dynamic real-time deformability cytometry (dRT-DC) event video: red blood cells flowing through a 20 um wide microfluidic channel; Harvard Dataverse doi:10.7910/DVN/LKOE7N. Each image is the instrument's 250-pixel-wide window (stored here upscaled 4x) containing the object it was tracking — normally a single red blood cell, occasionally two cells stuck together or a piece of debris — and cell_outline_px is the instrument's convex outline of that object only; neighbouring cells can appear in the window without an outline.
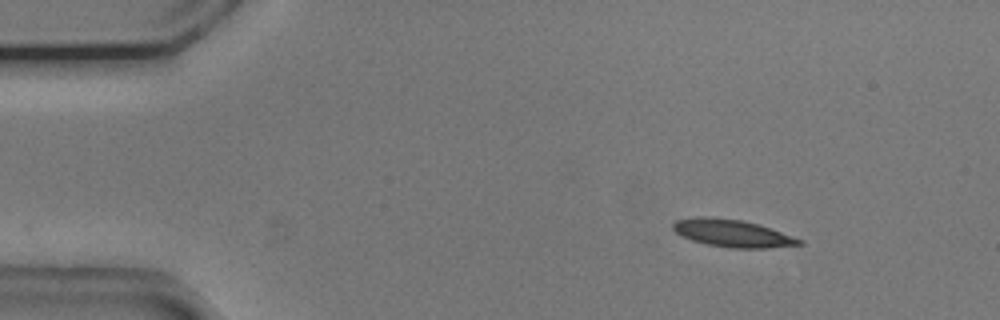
{"species": "common noctule bat (a hibernating species)", "species_latin": "Nyctalus noctula", "temperature_condition": "cold", "stored_images_in_passage": 48, "camera_frame_rate_fps": 3000, "um_per_image_px": 0.085, "animal": {"sex": "male", "body_mass_g": 20.5, "forearm_length_mm": 52.5}, "frame": {"image": 1, "passage_image": 1, "time_ms": 0.0, "image_size_px": [1000, 320], "cell_outline_px": [[804, 244], [768, 248], [732, 248], [708, 244], [692, 240], [676, 232], [672, 228], [672, 224], [676, 220], [700, 216], [712, 216], [740, 220], [756, 224], [804, 240]], "centroid_in_image_um": [62.24, 19.82], "position_along_channel_um": 22.8, "area_um2": 19.88}}
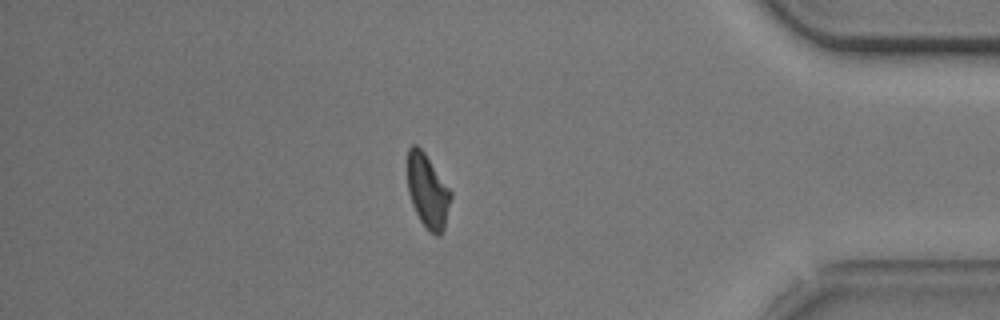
{"frame": {"image": 2, "passage_image": 40, "time_ms": 13.0, "image_size_px": [1000, 320], "cell_outline_px": [[452, 196], [444, 228], [440, 236], [436, 236], [428, 232], [420, 220], [412, 204], [408, 192], [408, 148], [412, 144], [416, 144], [424, 152], [452, 192]], "centroid_in_image_um": [36.36, 16.27], "position_along_channel_um": 398.8, "area_um2": 18.61}}
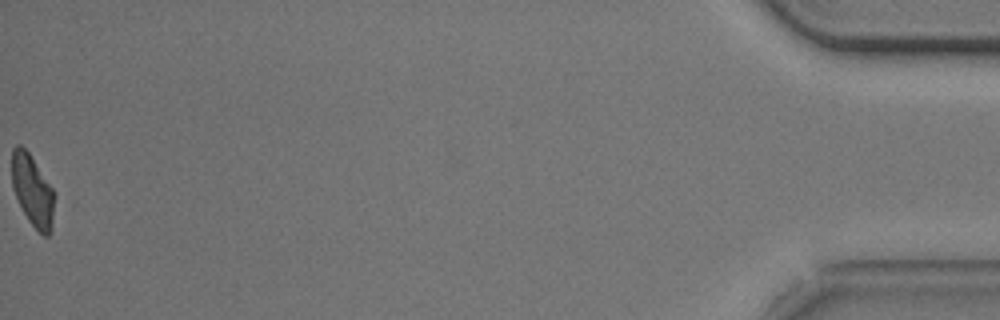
{"frame": {"image": 3, "passage_image": 48, "time_ms": 15.667, "image_size_px": [1000, 320], "cell_outline_px": [[56, 192], [52, 228], [48, 236], [44, 236], [28, 220], [12, 188], [12, 148], [16, 144], [20, 144], [28, 152]], "centroid_in_image_um": [2.79, 16.19], "position_along_channel_um": 432.4, "area_um2": 17.8}, "authors_computed_cell_mechanics": {"area_um2": 19.9121, "velocity_mm_per_s": 3.7376, "shape_relaxation_time_tau1_ms": 3.3442, "shape_relaxation_time_tau2_ms": 6.995, "deformation_change_tau1": 0.127, "deformation_change_tau2": 0.1396}}